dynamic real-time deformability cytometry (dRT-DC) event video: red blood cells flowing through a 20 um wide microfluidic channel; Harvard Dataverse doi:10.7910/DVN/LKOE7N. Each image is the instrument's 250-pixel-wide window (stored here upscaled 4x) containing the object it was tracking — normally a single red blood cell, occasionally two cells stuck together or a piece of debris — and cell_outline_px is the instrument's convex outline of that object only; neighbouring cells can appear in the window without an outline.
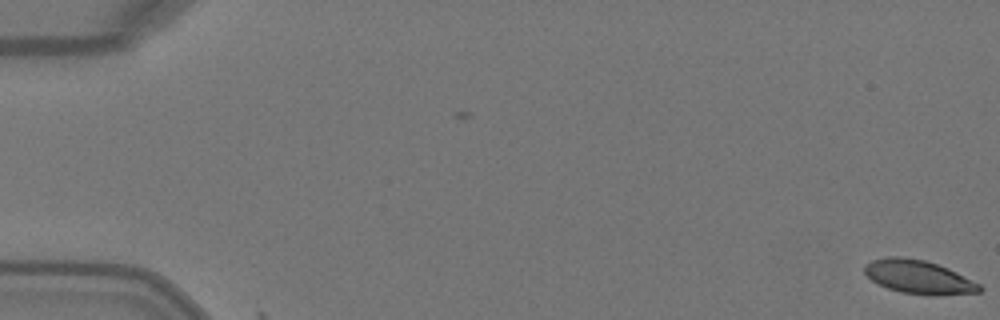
{"species": "Egyptian fruit bat (a non-hibernating species)", "species_latin": "Rousettus aegyptiacus", "temperature_condition": "warm", "stored_images_in_passage": 4, "camera_frame_rate_fps": 3000, "um_per_image_px": 0.085, "animal": {"sex": "female"}, "frame": {"image": 1, "passage_image": 1, "time_ms": 0.0, "image_size_px": [1000, 320], "cell_outline_px": [[984, 288], [980, 292], [936, 296], [928, 296], [900, 292], [888, 288], [872, 280], [864, 272], [864, 264], [872, 260], [888, 256], [900, 256], [924, 260], [948, 268], [980, 284]], "centroid_in_image_um": [78.09, 23.55], "position_along_channel_um": 6.9, "area_um2": 22.6}}
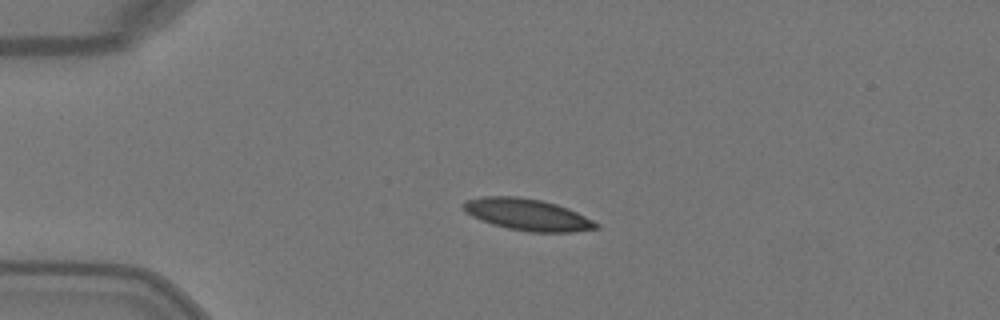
{"frame": {"image": 2, "passage_image": 4, "time_ms": 1.0, "image_size_px": [1000, 320], "cell_outline_px": [[600, 228], [572, 232], [528, 232], [508, 228], [492, 224], [472, 216], [464, 212], [460, 204], [464, 200], [480, 196], [516, 196], [540, 200], [556, 204], [568, 208], [600, 224]], "centroid_in_image_um": [44.78, 18.23], "position_along_channel_um": 40.2, "area_um2": 24.62}}